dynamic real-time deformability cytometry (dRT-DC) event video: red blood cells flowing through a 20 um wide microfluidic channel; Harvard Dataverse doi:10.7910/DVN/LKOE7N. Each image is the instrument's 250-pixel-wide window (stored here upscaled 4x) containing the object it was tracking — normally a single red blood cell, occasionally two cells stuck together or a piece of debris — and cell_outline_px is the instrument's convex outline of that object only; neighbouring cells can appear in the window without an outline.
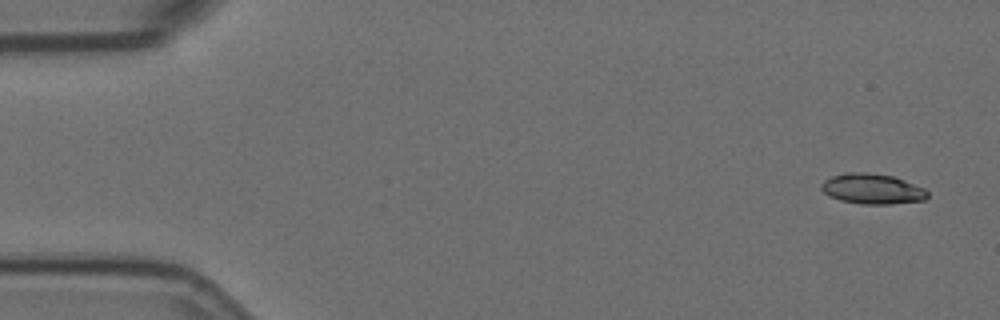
{"species": "Egyptian fruit bat (a non-hibernating species)", "species_latin": "Rousettus aegyptiacus", "temperature_condition": "room temperature", "stored_images_in_passage": 6, "segment_of_instrument_passage": [1, 2], "camera_frame_rate_fps": 3000, "um_per_image_px": 0.085, "animal": {"sex": "female"}, "frame": {"image": 1, "passage_image": 1, "time_ms": 0.0, "image_size_px": [1000, 320], "cell_outline_px": [[928, 196], [924, 200], [892, 204], [860, 204], [840, 200], [828, 196], [820, 188], [820, 184], [824, 180], [832, 176], [848, 172], [868, 172], [892, 176], [904, 180], [924, 188], [928, 192]], "centroid_in_image_um": [74.12, 16.06], "position_along_channel_um": 10.9, "area_um2": 18.84}}
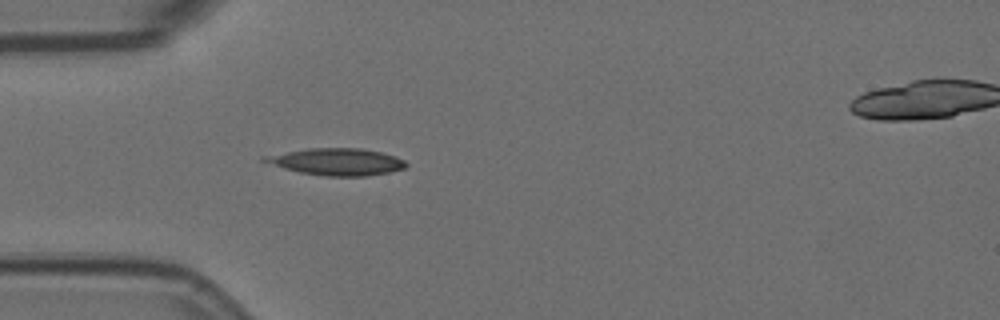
{"frame": {"image": 2, "passage_image": 5, "time_ms": 1.333, "image_size_px": [1000, 320], "cell_outline_px": [[408, 164], [404, 168], [388, 172], [364, 176], [328, 176], [300, 172], [284, 168], [260, 160], [260, 156], [308, 148], [360, 148], [380, 152], [396, 156], [404, 160]], "centroid_in_image_um": [28.6, 13.74], "position_along_channel_um": 56.4, "area_um2": 22.08}}